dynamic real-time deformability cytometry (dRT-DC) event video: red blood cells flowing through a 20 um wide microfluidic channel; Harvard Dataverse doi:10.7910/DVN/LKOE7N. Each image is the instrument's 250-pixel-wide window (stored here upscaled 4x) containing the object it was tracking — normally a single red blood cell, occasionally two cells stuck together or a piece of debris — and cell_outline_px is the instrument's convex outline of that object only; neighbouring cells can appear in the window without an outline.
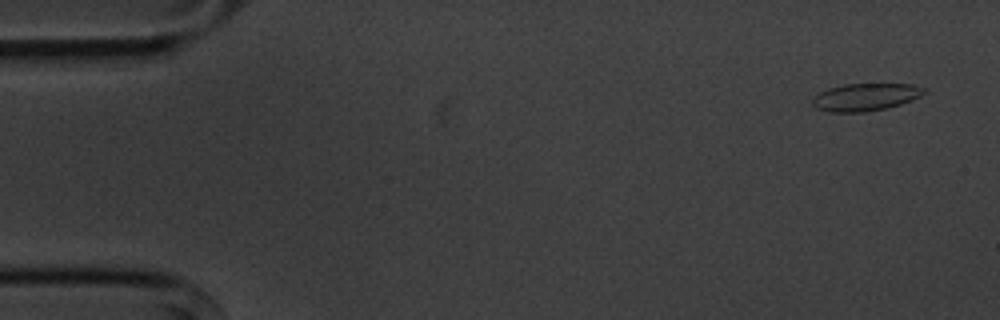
{"species": "common noctule bat (a hibernating species)", "species_latin": "Nyctalus noctula", "temperature_condition": "cold", "stored_images_in_passage": 5, "camera_frame_rate_fps": 3000, "um_per_image_px": 0.085, "animal": {"sex": "male", "body_mass_g": 20.1, "forearm_length_mm": 53.5}, "frame": {"image": 1, "passage_image": 1, "time_ms": 0.0, "image_size_px": [1000, 320], "cell_outline_px": [[924, 92], [920, 96], [912, 100], [888, 108], [864, 112], [828, 112], [816, 108], [812, 104], [812, 100], [820, 92], [828, 88], [844, 84], [912, 84], [924, 88]], "centroid_in_image_um": [73.54, 8.25], "position_along_channel_um": 11.5, "area_um2": 17.8}}
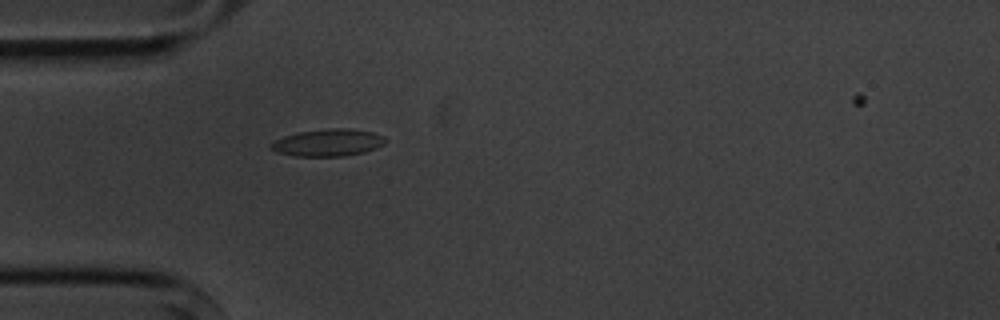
{"frame": {"image": 2, "passage_image": 5, "time_ms": 4.333, "image_size_px": [1000, 320], "cell_outline_px": [[388, 140], [384, 144], [376, 148], [364, 152], [344, 156], [296, 156], [276, 152], [268, 148], [268, 144], [284, 136], [300, 132], [328, 128], [348, 128], [372, 132], [384, 136]], "centroid_in_image_um": [27.88, 12.12], "position_along_channel_um": 57.1, "area_um2": 18.21}}